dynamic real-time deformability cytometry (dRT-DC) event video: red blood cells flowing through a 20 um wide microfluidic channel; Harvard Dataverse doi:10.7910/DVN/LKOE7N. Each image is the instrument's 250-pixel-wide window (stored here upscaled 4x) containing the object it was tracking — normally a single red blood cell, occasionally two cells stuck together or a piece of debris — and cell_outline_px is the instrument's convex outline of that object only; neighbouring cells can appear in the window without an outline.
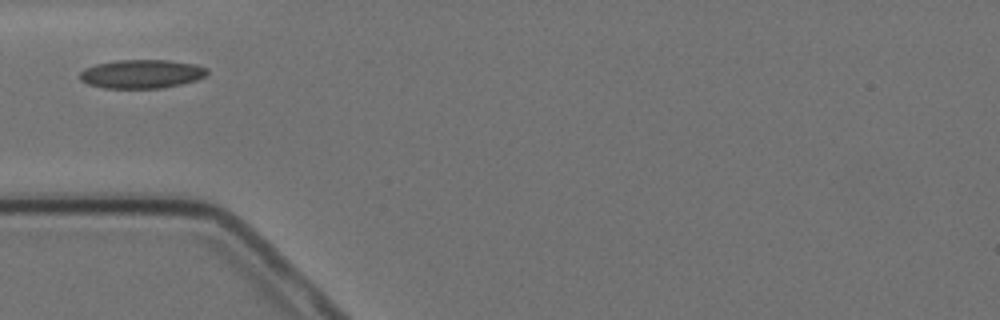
{"species": "Egyptian fruit bat (a non-hibernating species)", "species_latin": "Rousettus aegyptiacus", "temperature_condition": "cold", "stored_images_in_passage": 12, "camera_frame_rate_fps": 3000, "um_per_image_px": 0.085, "animal": {"sex": "female"}, "frame": {"image": 1, "passage_image": 1, "time_ms": 0.0, "image_size_px": [1000, 320], "cell_outline_px": [[208, 72], [204, 76], [196, 80], [164, 88], [104, 88], [88, 84], [80, 80], [80, 72], [84, 68], [96, 64], [116, 60], [168, 60], [196, 64], [208, 68]], "centroid_in_image_um": [12.03, 6.28], "position_along_channel_um": 73.0, "area_um2": 21.39}}
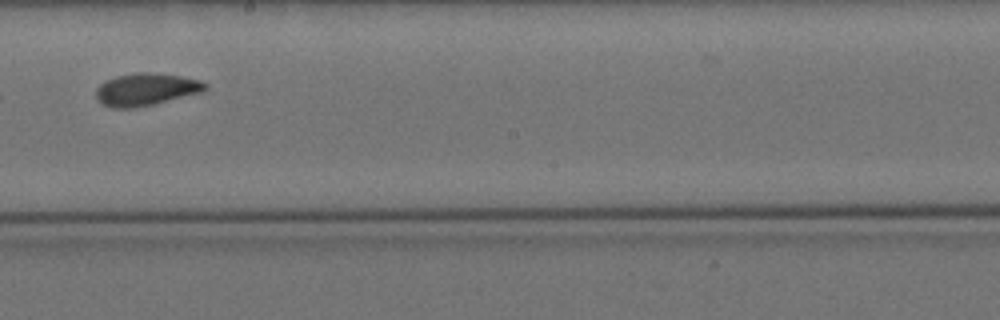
{"frame": {"image": 2, "passage_image": 5, "time_ms": 4.667, "image_size_px": [1000, 320], "cell_outline_px": [[208, 88], [200, 92], [136, 108], [112, 108], [100, 104], [96, 100], [96, 88], [100, 84], [116, 76], [140, 72], [156, 72], [180, 76], [200, 80], [208, 84]], "centroid_in_image_um": [12.37, 7.6], "position_along_channel_um": 235.8, "area_um2": 20.58}}
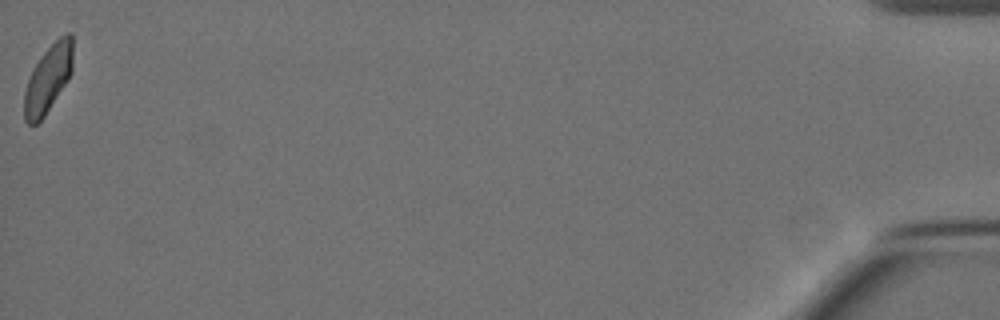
{"frame": {"image": 3, "passage_image": 12, "time_ms": 13.333, "image_size_px": [1000, 320], "cell_outline_px": [[72, 72], [68, 80], [44, 116], [36, 124], [28, 124], [24, 120], [24, 92], [28, 80], [40, 56], [64, 32], [72, 32]], "centroid_in_image_um": [4.1, 6.68], "position_along_channel_um": 431.1, "area_um2": 18.96}}